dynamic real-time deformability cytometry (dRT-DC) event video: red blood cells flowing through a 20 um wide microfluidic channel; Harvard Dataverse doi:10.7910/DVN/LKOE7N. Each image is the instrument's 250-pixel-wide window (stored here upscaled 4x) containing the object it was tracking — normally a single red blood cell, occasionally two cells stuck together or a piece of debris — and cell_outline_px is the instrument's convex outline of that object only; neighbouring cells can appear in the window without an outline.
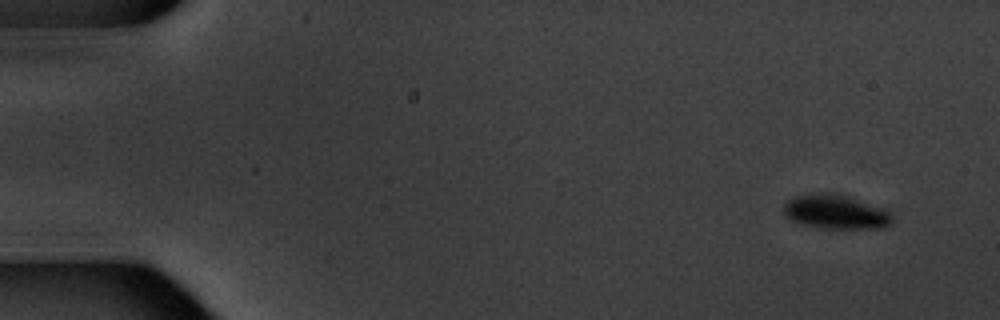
{"species": "common noctule bat (a hibernating species)", "species_latin": "Nyctalus noctula", "temperature_condition": "warm", "stored_images_in_passage": 5, "camera_frame_rate_fps": 3000, "um_per_image_px": 0.085, "animal": {"sex": "male", "body_mass_g": 20.1, "forearm_length_mm": 53.5}, "frame": {"image": 1, "passage_image": 1, "time_ms": 0.0, "image_size_px": [1000, 320], "cell_outline_px": [[892, 224], [884, 228], [820, 228], [788, 220], [784, 212], [784, 204], [788, 200], [796, 196], [828, 192], [848, 196], [884, 208], [892, 212]], "centroid_in_image_um": [71.07, 18.02], "position_along_channel_um": 13.9, "area_um2": 21.68}}
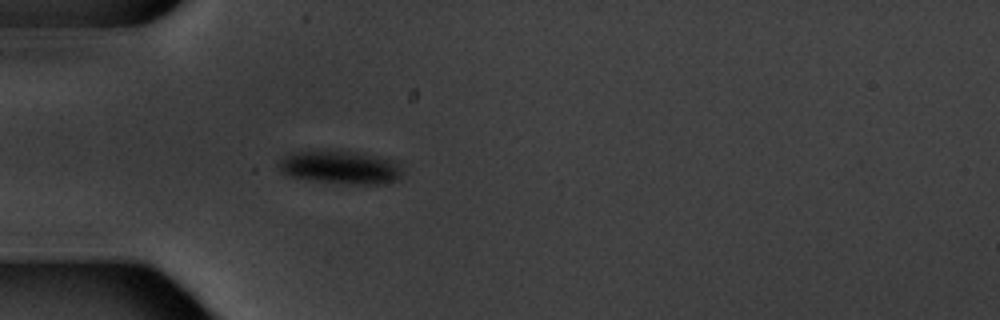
{"frame": {"image": 2, "passage_image": 5, "time_ms": 4.667, "image_size_px": [1000, 320], "cell_outline_px": [[404, 168], [400, 180], [384, 184], [356, 184], [316, 180], [288, 176], [280, 172], [276, 164], [288, 152], [308, 148], [356, 152], [404, 160]], "centroid_in_image_um": [28.99, 14.17], "position_along_channel_um": 56.0, "area_um2": 25.32}}